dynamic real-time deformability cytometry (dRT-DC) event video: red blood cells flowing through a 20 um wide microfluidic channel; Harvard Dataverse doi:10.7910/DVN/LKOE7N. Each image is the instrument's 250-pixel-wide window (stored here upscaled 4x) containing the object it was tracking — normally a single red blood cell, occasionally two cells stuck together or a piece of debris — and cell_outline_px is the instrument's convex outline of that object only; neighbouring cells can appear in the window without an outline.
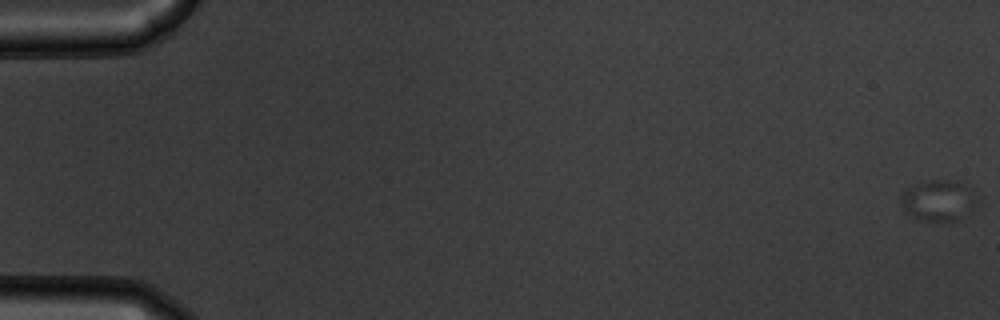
{"species": "common noctule bat (a hibernating species)", "species_latin": "Nyctalus noctula", "temperature_condition": "warm", "stored_images_in_passage": 19, "camera_frame_rate_fps": 3000, "um_per_image_px": 0.085, "animal": {"sex": "male", "body_mass_g": 19.5, "forearm_length_mm": 54.6}, "frame": {"image": 1, "passage_image": 1, "time_ms": 0.0, "image_size_px": [1000, 320], "cell_outline_px": [[980, 200], [972, 212], [960, 220], [920, 220], [904, 212], [900, 200], [904, 192], [908, 188], [916, 184], [932, 180], [960, 180], [972, 188]], "centroid_in_image_um": [79.87, 17.03], "position_along_channel_um": 5.1, "area_um2": 18.61}}
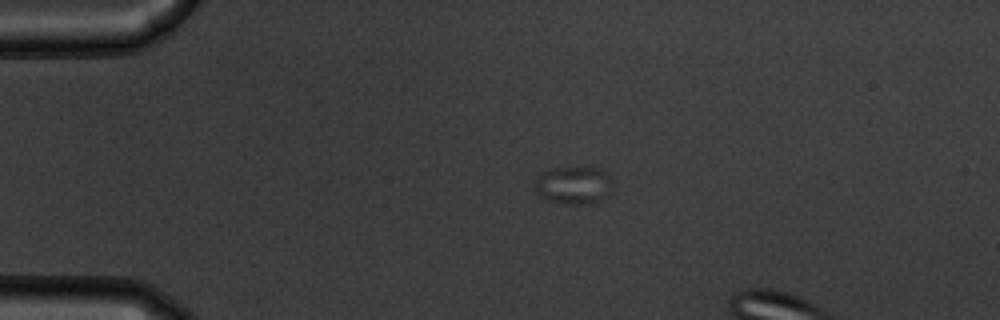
{"frame": {"image": 2, "passage_image": 14, "time_ms": 4.333, "image_size_px": [1000, 320], "cell_outline_px": [[612, 192], [604, 200], [596, 204], [564, 204], [548, 200], [540, 196], [536, 192], [532, 184], [536, 176], [540, 172], [548, 168], [600, 168], [608, 172], [612, 180]], "centroid_in_image_um": [48.77, 15.75], "position_along_channel_um": 36.2, "area_um2": 17.92}}